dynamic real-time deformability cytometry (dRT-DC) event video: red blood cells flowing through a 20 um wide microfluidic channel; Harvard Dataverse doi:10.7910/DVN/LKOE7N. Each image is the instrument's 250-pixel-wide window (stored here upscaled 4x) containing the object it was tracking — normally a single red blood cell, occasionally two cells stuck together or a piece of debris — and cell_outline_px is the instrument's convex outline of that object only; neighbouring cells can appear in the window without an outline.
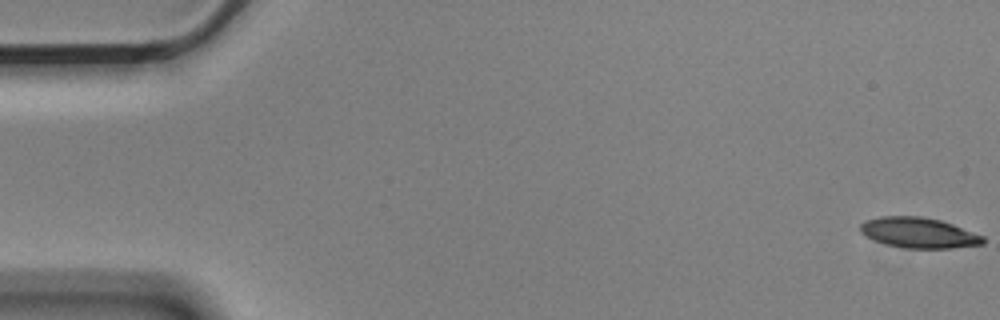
{"species": "Egyptian fruit bat (a non-hibernating species)", "species_latin": "Rousettus aegyptiacus", "temperature_condition": "cold", "stored_images_in_passage": 11, "camera_frame_rate_fps": 3000, "um_per_image_px": 0.085, "animal": {"sex": "male"}, "frame": {"image": 1, "passage_image": 1, "time_ms": 0.0, "image_size_px": [1000, 320], "cell_outline_px": [[984, 244], [952, 248], [904, 248], [884, 244], [860, 232], [860, 224], [864, 220], [880, 216], [920, 216], [940, 220], [952, 224], [984, 236]], "centroid_in_image_um": [78.08, 19.78], "position_along_channel_um": 6.9, "area_um2": 21.73}}
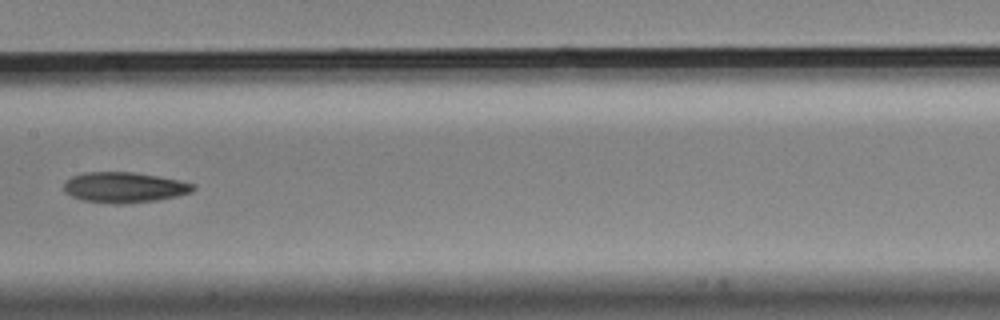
{"frame": {"image": 2, "passage_image": 8, "time_ms": 2.333, "image_size_px": [1000, 320], "cell_outline_px": [[196, 188], [192, 192], [176, 196], [156, 200], [128, 204], [112, 204], [84, 200], [72, 196], [64, 192], [64, 184], [72, 176], [84, 172], [136, 172], [180, 180], [196, 184]], "centroid_in_image_um": [10.59, 15.93], "position_along_channel_um": 196.8, "area_um2": 23.12}}
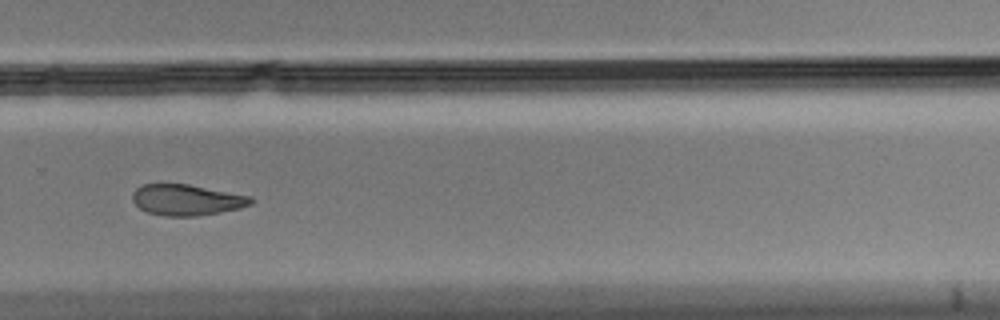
{"frame": {"image": 3, "passage_image": 11, "time_ms": 3.333, "image_size_px": [1000, 320], "cell_outline_px": [[252, 204], [240, 208], [220, 212], [196, 216], [164, 216], [148, 212], [140, 208], [132, 200], [132, 192], [136, 188], [144, 184], [188, 184], [252, 196]], "centroid_in_image_um": [15.87, 16.99], "position_along_channel_um": 313.9, "area_um2": 21.33}}